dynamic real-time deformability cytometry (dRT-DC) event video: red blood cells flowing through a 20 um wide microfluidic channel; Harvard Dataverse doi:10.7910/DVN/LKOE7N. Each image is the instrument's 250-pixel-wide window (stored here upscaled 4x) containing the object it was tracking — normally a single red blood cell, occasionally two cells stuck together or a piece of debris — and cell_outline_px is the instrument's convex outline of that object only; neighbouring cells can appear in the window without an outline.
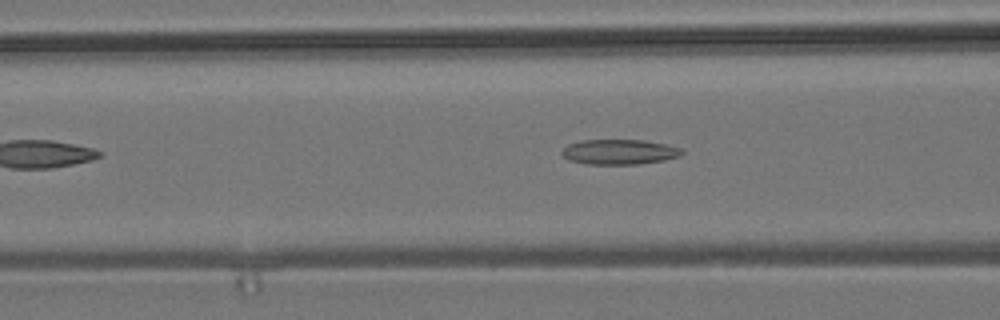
{"species": "common noctule bat (a hibernating species)", "species_latin": "Nyctalus noctula", "temperature_condition": "room temperature", "stored_images_in_passage": 46, "camera_frame_rate_fps": 3000, "um_per_image_px": 0.085, "animal": {"sex": "male", "body_mass_g": 19.2, "forearm_length_mm": 51.8}, "frame": {"image": 1, "passage_image": 13, "time_ms": 4.0, "image_size_px": [1000, 320], "cell_outline_px": [[684, 152], [680, 156], [664, 160], [640, 164], [584, 164], [568, 160], [560, 152], [568, 144], [580, 140], [644, 140], [668, 144], [680, 148]], "centroid_in_image_um": [52.64, 12.91], "position_along_channel_um": 114.0, "area_um2": 17.69}}
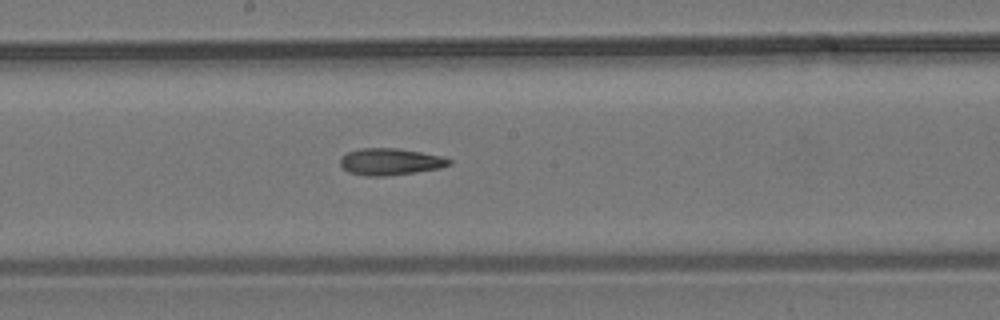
{"frame": {"image": 2, "passage_image": 21, "time_ms": 6.667, "image_size_px": [1000, 320], "cell_outline_px": [[452, 164], [440, 168], [416, 172], [384, 176], [364, 176], [348, 172], [340, 164], [340, 156], [348, 152], [360, 148], [396, 148], [444, 156], [452, 160]], "centroid_in_image_um": [33.18, 13.74], "position_along_channel_um": 215.0, "area_um2": 17.11}}
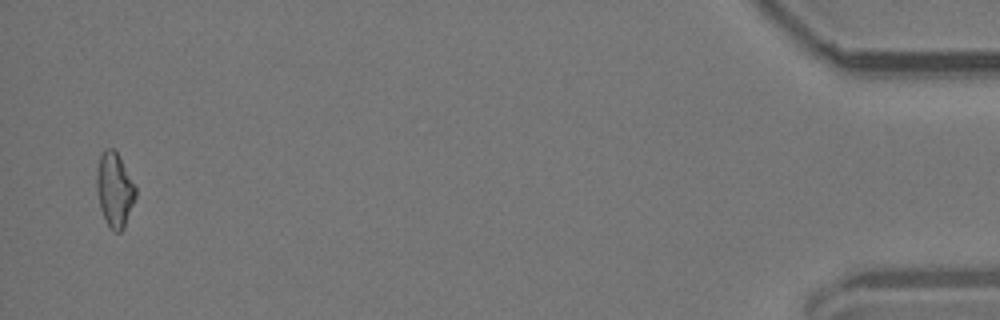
{"frame": {"image": 3, "passage_image": 45, "time_ms": 14.667, "image_size_px": [1000, 320], "cell_outline_px": [[136, 196], [124, 228], [120, 232], [112, 232], [100, 208], [96, 188], [96, 172], [100, 152], [104, 148], [112, 148], [116, 152], [136, 184]], "centroid_in_image_um": [9.73, 16.11], "position_along_channel_um": 425.5, "area_um2": 17.05}}